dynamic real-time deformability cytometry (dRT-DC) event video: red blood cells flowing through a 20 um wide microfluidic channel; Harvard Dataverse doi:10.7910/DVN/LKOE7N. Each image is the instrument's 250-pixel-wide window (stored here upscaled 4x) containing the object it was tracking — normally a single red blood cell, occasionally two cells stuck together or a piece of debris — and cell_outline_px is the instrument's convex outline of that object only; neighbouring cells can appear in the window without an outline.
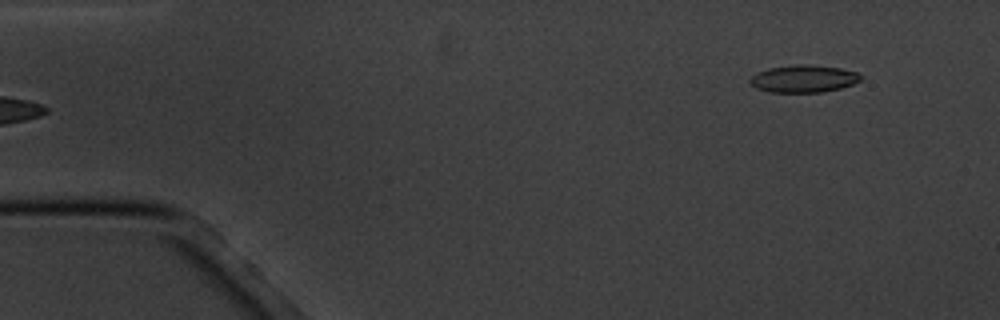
{"species": "common noctule bat (a hibernating species)", "species_latin": "Nyctalus noctula", "temperature_condition": "cold", "stored_images_in_passage": 2, "camera_frame_rate_fps": 3000, "um_per_image_px": 0.085, "animal": {"sex": "male", "body_mass_g": 20.1, "forearm_length_mm": 53.5}, "frame": {"image": 1, "passage_image": 2, "time_ms": 1.0, "image_size_px": [1000, 320], "cell_outline_px": [[860, 80], [852, 84], [840, 88], [820, 92], [768, 92], [756, 88], [748, 80], [756, 72], [768, 68], [796, 64], [808, 64], [840, 68], [856, 72], [860, 76]], "centroid_in_image_um": [68.25, 6.68], "position_along_channel_um": 16.7, "area_um2": 17.57}}